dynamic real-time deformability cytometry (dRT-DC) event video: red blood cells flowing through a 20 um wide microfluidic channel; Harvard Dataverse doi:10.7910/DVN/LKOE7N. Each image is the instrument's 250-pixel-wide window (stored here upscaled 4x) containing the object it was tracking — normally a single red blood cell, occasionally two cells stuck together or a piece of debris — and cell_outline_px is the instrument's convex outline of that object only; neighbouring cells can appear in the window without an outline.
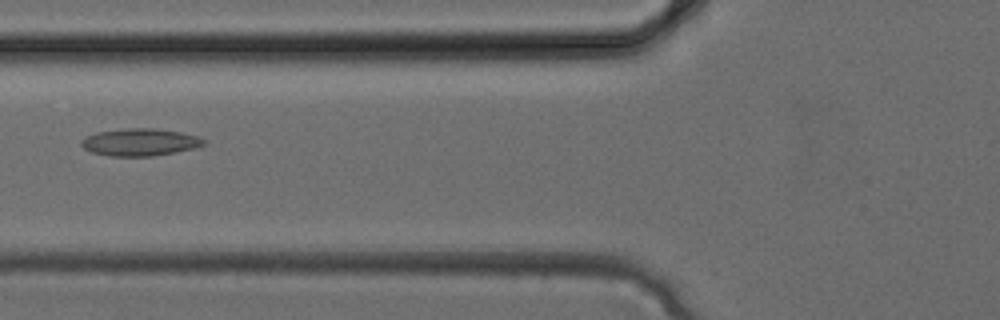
{"species": "common noctule bat (a hibernating species)", "species_latin": "Nyctalus noctula", "temperature_condition": "cold", "stored_images_in_passage": 26, "camera_frame_rate_fps": 3000, "um_per_image_px": 0.085, "animal": {"sex": "female", "body_mass_g": 24.6, "forearm_length_mm": 56.2}, "frame": {"image": 1, "passage_image": 6, "time_ms": 1.667, "image_size_px": [1000, 320], "cell_outline_px": [[208, 144], [176, 152], [152, 156], [108, 156], [92, 152], [84, 148], [80, 144], [80, 140], [84, 136], [96, 132], [124, 128], [152, 128], [180, 132], [196, 136], [208, 140]], "centroid_in_image_um": [11.88, 12.08], "position_along_channel_um": 113.9, "area_um2": 19.65}}
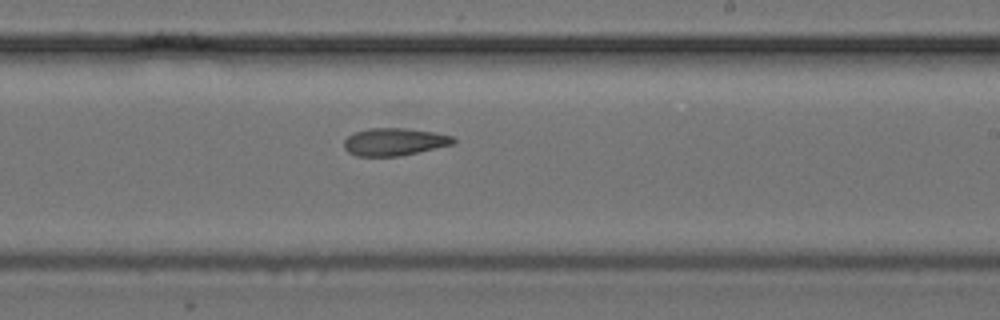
{"frame": {"image": 2, "passage_image": 13, "time_ms": 4.0, "image_size_px": [1000, 320], "cell_outline_px": [[456, 140], [452, 144], [416, 152], [396, 156], [356, 156], [348, 152], [344, 148], [344, 140], [352, 132], [368, 128], [404, 128], [436, 132], [452, 136]], "centroid_in_image_um": [33.46, 12.04], "position_along_channel_um": 255.5, "area_um2": 17.46}}
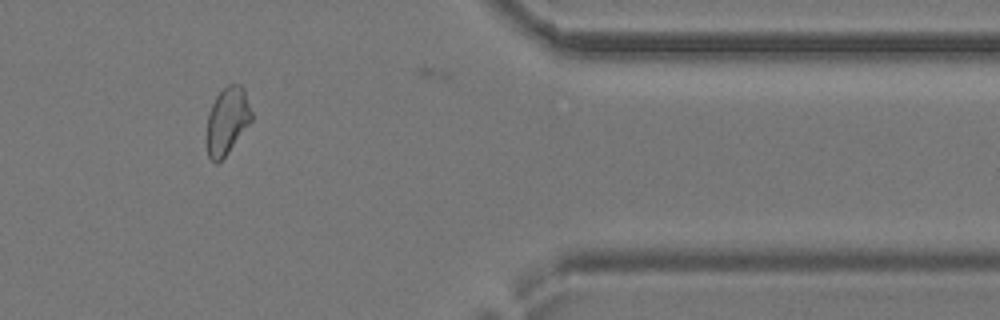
{"frame": {"image": 3, "passage_image": 21, "time_ms": 6.667, "image_size_px": [1000, 320], "cell_outline_px": [[252, 120], [228, 152], [216, 164], [208, 156], [204, 136], [208, 112], [216, 96], [228, 84], [240, 84], [244, 88], [252, 112]], "centroid_in_image_um": [19.27, 10.27], "position_along_channel_um": 392.1, "area_um2": 17.8}}